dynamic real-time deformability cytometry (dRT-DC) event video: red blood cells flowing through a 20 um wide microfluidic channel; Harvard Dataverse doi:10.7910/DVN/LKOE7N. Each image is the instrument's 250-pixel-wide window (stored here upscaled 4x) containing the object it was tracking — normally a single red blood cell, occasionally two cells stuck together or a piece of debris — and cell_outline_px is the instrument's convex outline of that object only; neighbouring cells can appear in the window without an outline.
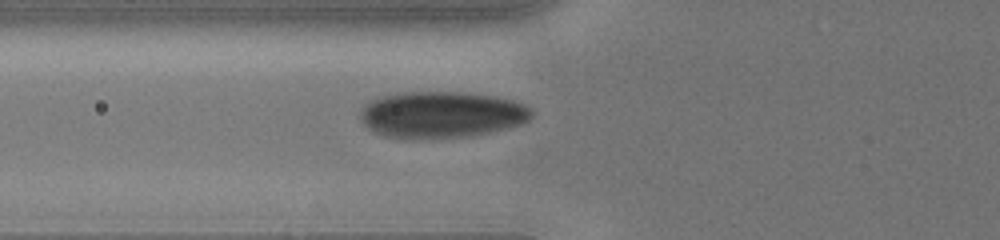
{"species": "human", "species_latin": "Homo sapiens", "temperature_condition": "cold", "stored_images_in_passage": 44, "camera_frame_rate_fps": 3000, "um_per_image_px": 0.085, "donor": {"sex": "male"}, "frame": {"image": 1, "passage_image": 2, "time_ms": 0.333, "image_size_px": [1000, 240], "cell_outline_px": [[536, 112], [528, 120], [520, 124], [508, 128], [492, 132], [468, 136], [408, 140], [404, 140], [384, 136], [368, 128], [364, 124], [360, 116], [360, 108], [372, 100], [384, 96], [404, 92], [464, 92], [496, 96], [512, 100], [524, 104], [532, 108]], "centroid_in_image_um": [37.55, 9.76], "position_along_channel_um": 88.2, "area_um2": 46.93}}
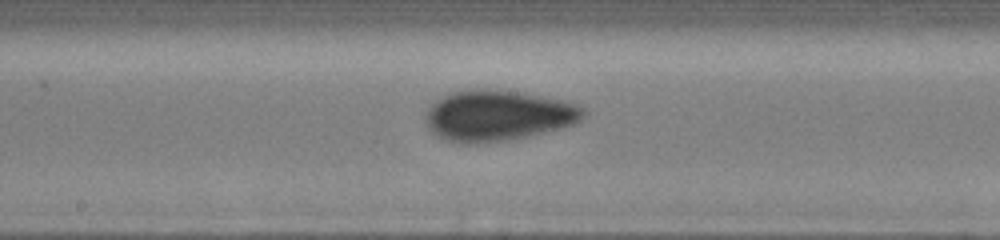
{"frame": {"image": 2, "passage_image": 20, "time_ms": 3.333, "image_size_px": [1000, 240], "cell_outline_px": [[588, 112], [580, 120], [572, 124], [560, 128], [524, 136], [504, 140], [476, 144], [460, 144], [444, 140], [436, 136], [428, 128], [424, 120], [424, 112], [440, 96], [448, 92], [468, 88], [476, 88], [524, 92], [560, 100], [576, 104], [584, 108]], "centroid_in_image_um": [42.23, 9.81], "position_along_channel_um": 206.0, "area_um2": 47.11}}
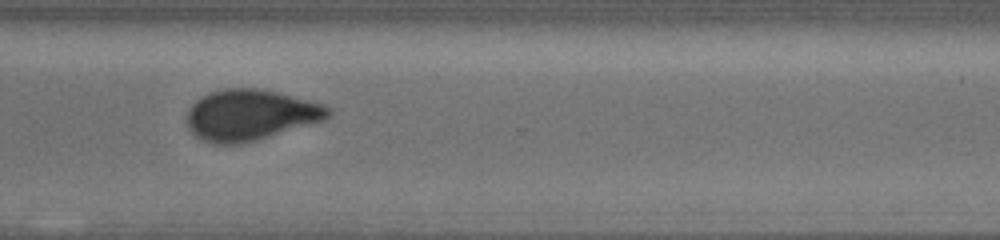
{"frame": {"image": 3, "passage_image": 43, "time_ms": 7.0, "image_size_px": [1000, 240], "cell_outline_px": [[332, 112], [324, 120], [256, 140], [240, 144], [212, 144], [200, 140], [188, 128], [188, 112], [192, 104], [196, 100], [212, 92], [224, 88], [260, 88], [280, 92], [308, 100], [320, 104], [328, 108]], "centroid_in_image_um": [21.25, 9.77], "position_along_channel_um": 349.3, "area_um2": 41.62}}